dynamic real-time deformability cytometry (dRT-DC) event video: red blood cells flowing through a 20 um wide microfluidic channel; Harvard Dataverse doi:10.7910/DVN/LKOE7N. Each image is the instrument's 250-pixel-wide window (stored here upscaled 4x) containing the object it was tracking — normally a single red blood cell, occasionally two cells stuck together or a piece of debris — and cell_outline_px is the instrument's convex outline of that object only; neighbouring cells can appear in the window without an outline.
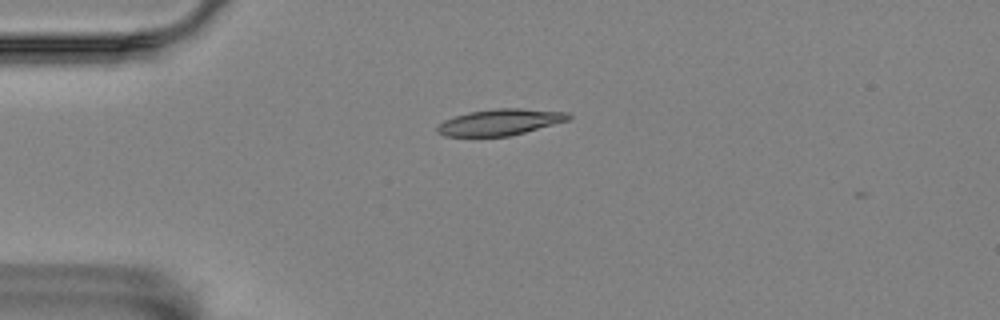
{"species": "Egyptian fruit bat (a non-hibernating species)", "species_latin": "Rousettus aegyptiacus", "temperature_condition": "room temperature", "stored_images_in_passage": 5, "camera_frame_rate_fps": 3000, "um_per_image_px": 0.085, "animal": {"sex": "female"}, "frame": {"image": 1, "passage_image": 4, "time_ms": 1.0, "image_size_px": [1000, 320], "cell_outline_px": [[572, 116], [568, 120], [524, 132], [508, 136], [444, 136], [436, 132], [436, 128], [444, 120], [468, 112], [496, 108], [520, 108], [568, 112]], "centroid_in_image_um": [42.49, 10.37], "position_along_channel_um": 42.5, "area_um2": 19.88}}